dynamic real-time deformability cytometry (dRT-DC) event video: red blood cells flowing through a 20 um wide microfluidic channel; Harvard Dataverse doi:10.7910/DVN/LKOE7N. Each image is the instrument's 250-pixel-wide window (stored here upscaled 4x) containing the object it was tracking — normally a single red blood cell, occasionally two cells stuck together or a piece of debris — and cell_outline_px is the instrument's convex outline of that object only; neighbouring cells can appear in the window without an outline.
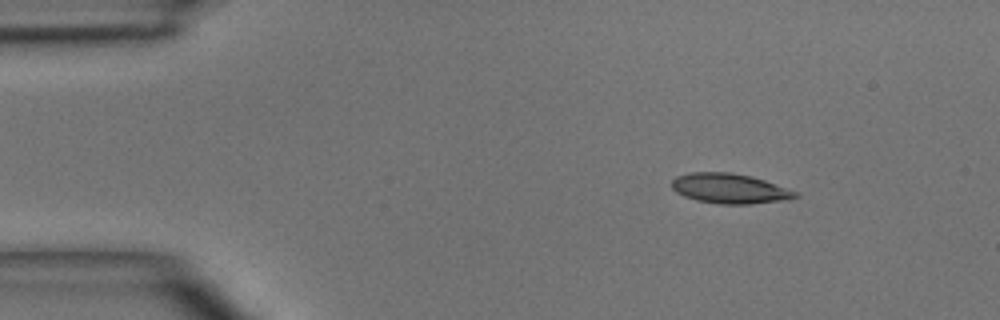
{"species": "common noctule bat (a hibernating species)", "species_latin": "Nyctalus noctula", "temperature_condition": "room temperature", "stored_images_in_passage": 2, "camera_frame_rate_fps": 3000, "um_per_image_px": 0.085, "animal": {"sex": "male", "body_mass_g": 15.6}, "frame": {"image": 1, "passage_image": 1, "time_ms": 0.0, "image_size_px": [1000, 320], "cell_outline_px": [[800, 196], [792, 200], [752, 204], [720, 204], [696, 200], [684, 196], [676, 192], [672, 188], [672, 180], [676, 176], [692, 172], [728, 172], [752, 176], [800, 192]], "centroid_in_image_um": [62.09, 16.03], "position_along_channel_um": 22.9, "area_um2": 21.91}}